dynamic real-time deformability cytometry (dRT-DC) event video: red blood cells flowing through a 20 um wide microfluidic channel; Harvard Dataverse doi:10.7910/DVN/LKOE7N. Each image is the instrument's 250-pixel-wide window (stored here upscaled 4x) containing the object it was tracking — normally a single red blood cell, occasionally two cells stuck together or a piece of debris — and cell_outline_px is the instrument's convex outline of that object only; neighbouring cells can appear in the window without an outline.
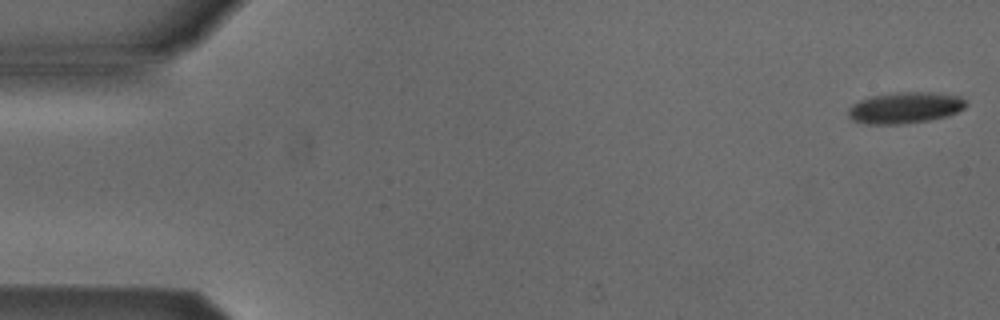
{"species": "Egyptian fruit bat (a non-hibernating species)", "species_latin": "Rousettus aegyptiacus", "temperature_condition": "cold", "stored_images_in_passage": 53, "camera_frame_rate_fps": 3000, "um_per_image_px": 0.085, "animal": {"sex": "male"}, "frame": {"image": 1, "passage_image": 1, "time_ms": 0.0, "image_size_px": [1000, 320], "cell_outline_px": [[968, 104], [964, 108], [948, 116], [928, 120], [904, 124], [864, 124], [852, 120], [848, 116], [848, 108], [852, 104], [860, 100], [872, 96], [896, 92], [928, 92], [960, 96]], "centroid_in_image_um": [76.9, 9.16], "position_along_channel_um": 8.1, "area_um2": 21.5}}
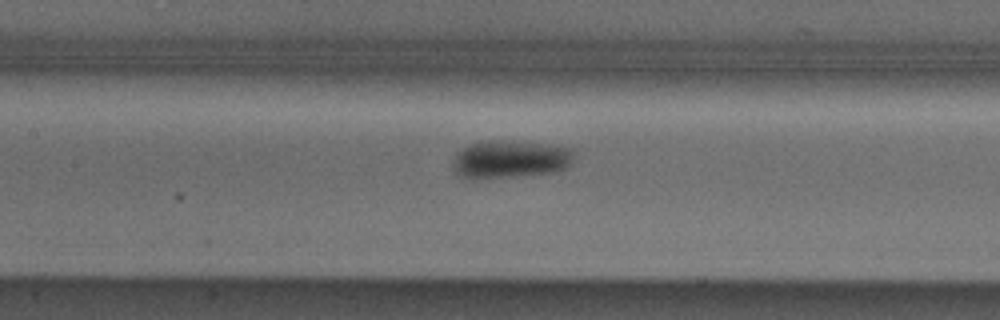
{"frame": {"image": 2, "passage_image": 24, "time_ms": 7.667, "image_size_px": [1000, 320], "cell_outline_px": [[572, 160], [568, 168], [556, 172], [516, 176], [472, 180], [460, 176], [456, 172], [456, 156], [468, 144], [496, 140], [504, 140], [548, 144], [572, 148]], "centroid_in_image_um": [43.42, 13.55], "position_along_channel_um": 164.0, "area_um2": 26.53}}
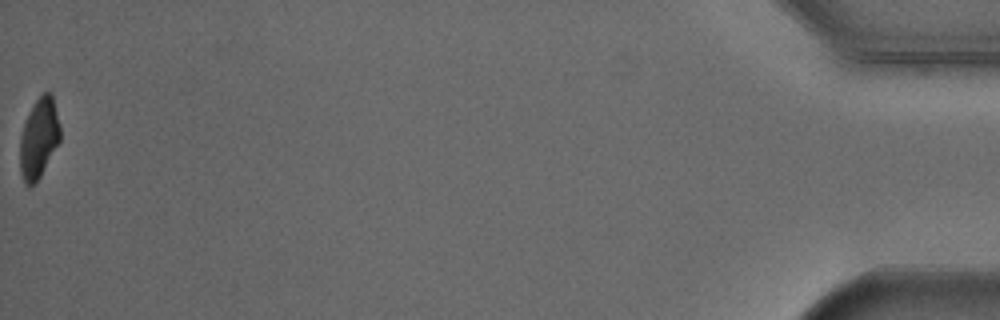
{"frame": {"image": 3, "passage_image": 53, "time_ms": 17.333, "image_size_px": [1000, 320], "cell_outline_px": [[60, 140], [40, 176], [28, 188], [24, 184], [20, 172], [20, 136], [24, 124], [36, 100], [44, 92], [52, 92], [60, 124]], "centroid_in_image_um": [3.31, 11.75], "position_along_channel_um": 431.9, "area_um2": 18.55}, "authors_computed_cell_mechanics": {"area_um2": 22.6576, "velocity_mm_per_s": 3.8649, "shape_relaxation_time_tau1_ms": 2.5668, "shape_relaxation_time_tau2_ms": null, "deformation_change_tau1": 0.0786, "deformation_change_tau2": null}}